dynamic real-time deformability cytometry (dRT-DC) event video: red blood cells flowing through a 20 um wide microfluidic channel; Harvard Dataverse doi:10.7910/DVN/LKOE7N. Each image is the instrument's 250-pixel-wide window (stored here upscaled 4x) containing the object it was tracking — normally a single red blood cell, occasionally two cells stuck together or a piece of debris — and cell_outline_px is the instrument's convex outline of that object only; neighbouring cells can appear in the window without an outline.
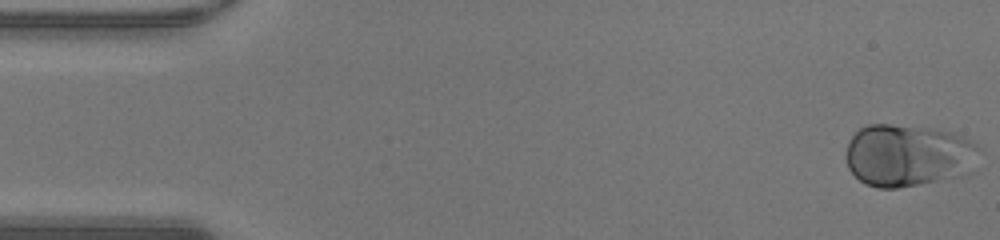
{"species": "human", "species_latin": "Homo sapiens", "temperature_condition": "warm", "stored_images_in_passage": 45, "camera_frame_rate_fps": 3000, "um_per_image_px": 0.085, "donor": {"sex": "male"}, "frame": {"image": 1, "passage_image": 1, "time_ms": 0.0, "image_size_px": [1000, 240], "cell_outline_px": [[984, 152], [972, 172], [968, 176], [896, 188], [880, 188], [864, 184], [848, 168], [844, 156], [848, 140], [860, 128], [868, 124], [892, 124], [932, 128], [952, 132], [976, 144]], "centroid_in_image_um": [77.25, 13.22], "position_along_channel_um": 7.7, "area_um2": 49.65}}
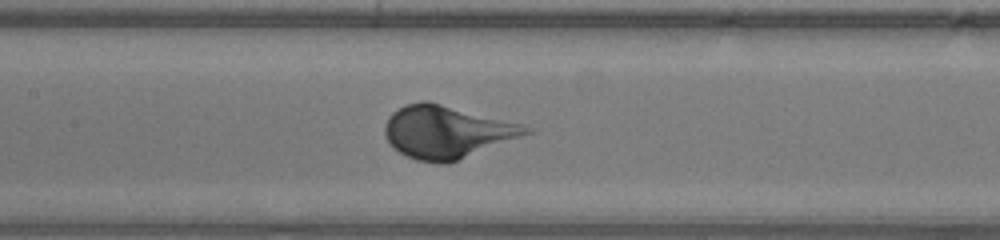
{"frame": {"image": 2, "passage_image": 22, "time_ms": 7.0, "image_size_px": [1000, 240], "cell_outline_px": [[532, 132], [448, 164], [444, 164], [416, 160], [400, 152], [384, 136], [384, 124], [388, 116], [392, 112], [408, 104], [424, 100], [428, 100], [524, 124], [532, 128]], "centroid_in_image_um": [37.97, 11.2], "position_along_channel_um": 169.4, "area_um2": 43.12}}
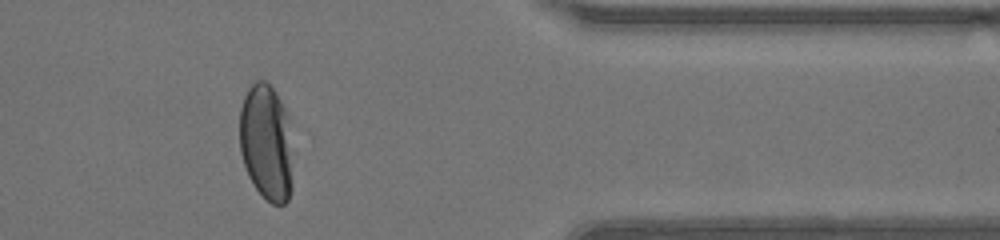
{"frame": {"image": 3, "passage_image": 39, "time_ms": 12.667, "image_size_px": [1000, 240], "cell_outline_px": [[292, 188], [288, 200], [284, 204], [272, 204], [256, 188], [248, 176], [240, 152], [240, 108], [244, 96], [248, 88], [256, 80], [264, 80], [276, 92], [288, 116], [292, 184]], "centroid_in_image_um": [22.62, 12.1], "position_along_channel_um": 388.8, "area_um2": 35.89}}